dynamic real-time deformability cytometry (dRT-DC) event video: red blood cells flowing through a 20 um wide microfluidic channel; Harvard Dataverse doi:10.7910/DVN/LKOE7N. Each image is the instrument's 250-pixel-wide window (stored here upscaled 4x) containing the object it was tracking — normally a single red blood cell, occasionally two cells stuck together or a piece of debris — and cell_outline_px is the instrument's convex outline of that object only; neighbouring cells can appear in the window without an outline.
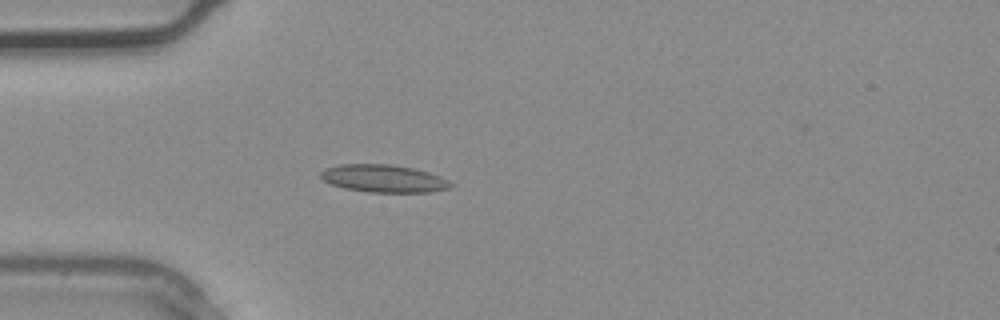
{"species": "common noctule bat (a hibernating species)", "species_latin": "Nyctalus noctula", "temperature_condition": "warm", "stored_images_in_passage": 1, "camera_frame_rate_fps": 3000, "um_per_image_px": 0.085, "animal": {"sex": "male", "body_mass_g": 20.4}, "frame": {"image": 1, "passage_image": 1, "time_ms": 0.0, "image_size_px": [1000, 320], "cell_outline_px": [[452, 184], [448, 188], [428, 192], [368, 192], [344, 188], [332, 184], [324, 180], [320, 176], [320, 172], [328, 168], [340, 164], [392, 164], [412, 168], [428, 172], [440, 176]], "centroid_in_image_um": [32.58, 15.17], "position_along_channel_um": 52.4, "area_um2": 20.63}}